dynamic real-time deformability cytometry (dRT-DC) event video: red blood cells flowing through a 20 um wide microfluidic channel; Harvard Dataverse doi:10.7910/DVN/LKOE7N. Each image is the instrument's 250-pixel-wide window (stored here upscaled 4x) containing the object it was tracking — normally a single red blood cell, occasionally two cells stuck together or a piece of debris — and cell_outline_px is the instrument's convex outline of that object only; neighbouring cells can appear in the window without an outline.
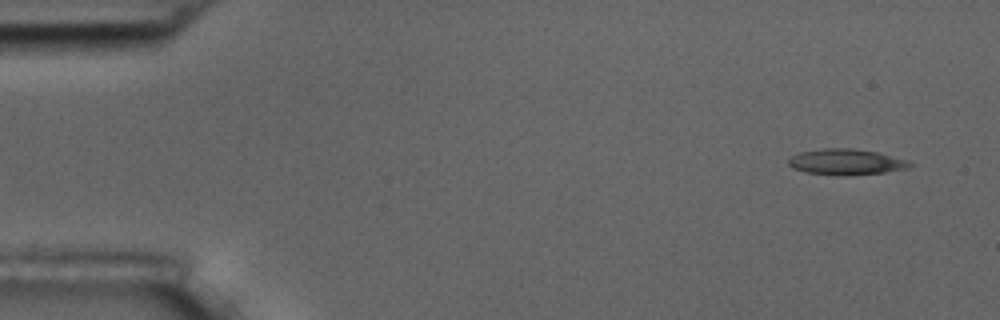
{"species": "common noctule bat (a hibernating species)", "species_latin": "Nyctalus noctula", "temperature_condition": "room temperature", "stored_images_in_passage": 5, "camera_frame_rate_fps": 3000, "um_per_image_px": 0.085, "animal": {"sex": "male", "body_mass_g": 17.5, "forearm_length_mm": 52.3}, "frame": {"image": 1, "passage_image": 1, "time_ms": 0.0, "image_size_px": [1000, 320], "cell_outline_px": [[912, 164], [908, 168], [884, 172], [844, 176], [804, 172], [792, 168], [788, 164], [788, 160], [792, 156], [800, 152], [824, 148], [852, 148], [876, 152], [908, 160]], "centroid_in_image_um": [71.89, 13.77], "position_along_channel_um": 13.1, "area_um2": 18.21}}